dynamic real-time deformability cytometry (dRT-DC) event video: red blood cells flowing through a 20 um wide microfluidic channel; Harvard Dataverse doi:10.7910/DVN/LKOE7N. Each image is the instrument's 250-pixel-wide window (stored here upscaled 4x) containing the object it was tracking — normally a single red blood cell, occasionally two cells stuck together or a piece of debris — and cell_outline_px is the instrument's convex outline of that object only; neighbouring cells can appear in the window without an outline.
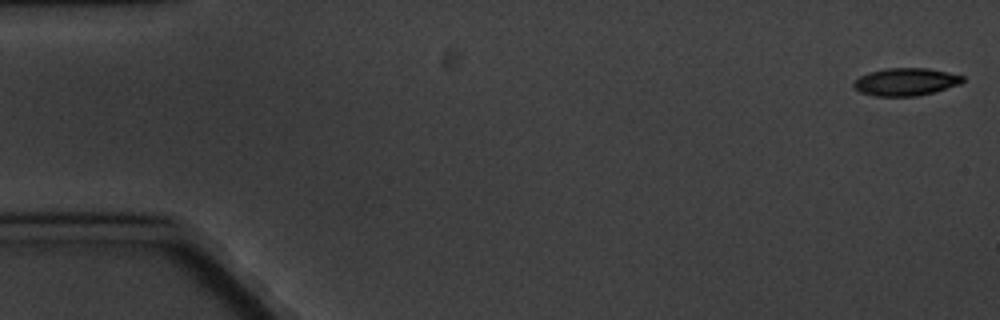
{"species": "common noctule bat (a hibernating species)", "species_latin": "Nyctalus noctula", "temperature_condition": "cold", "stored_images_in_passage": 6, "camera_frame_rate_fps": 3000, "um_per_image_px": 0.085, "animal": {"sex": "male", "body_mass_g": 20.1, "forearm_length_mm": 53.5}, "frame": {"image": 1, "passage_image": 1, "time_ms": 0.0, "image_size_px": [1000, 320], "cell_outline_px": [[964, 80], [960, 84], [932, 92], [916, 96], [876, 96], [860, 92], [852, 84], [860, 76], [868, 72], [884, 68], [928, 68], [964, 76]], "centroid_in_image_um": [76.97, 6.95], "position_along_channel_um": 8.0, "area_um2": 17.4}}
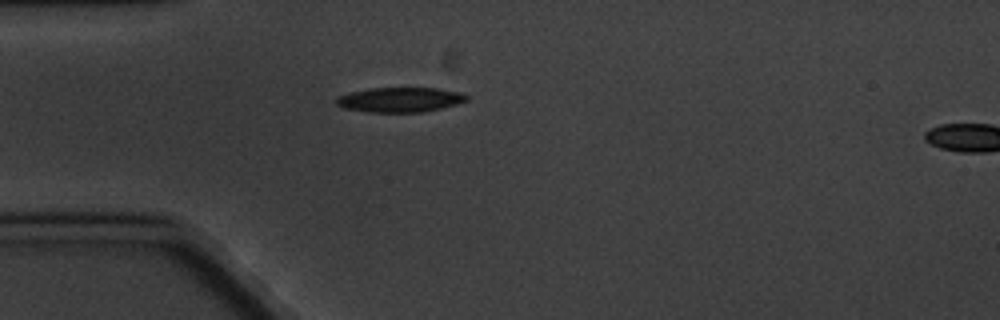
{"frame": {"image": 2, "passage_image": 5, "time_ms": 5.0, "image_size_px": [1000, 320], "cell_outline_px": [[468, 100], [456, 104], [424, 112], [368, 112], [344, 108], [336, 104], [336, 100], [340, 96], [352, 92], [372, 88], [436, 88], [460, 92], [468, 96]], "centroid_in_image_um": [34.02, 8.48], "position_along_channel_um": 51.0, "area_um2": 18.61}}